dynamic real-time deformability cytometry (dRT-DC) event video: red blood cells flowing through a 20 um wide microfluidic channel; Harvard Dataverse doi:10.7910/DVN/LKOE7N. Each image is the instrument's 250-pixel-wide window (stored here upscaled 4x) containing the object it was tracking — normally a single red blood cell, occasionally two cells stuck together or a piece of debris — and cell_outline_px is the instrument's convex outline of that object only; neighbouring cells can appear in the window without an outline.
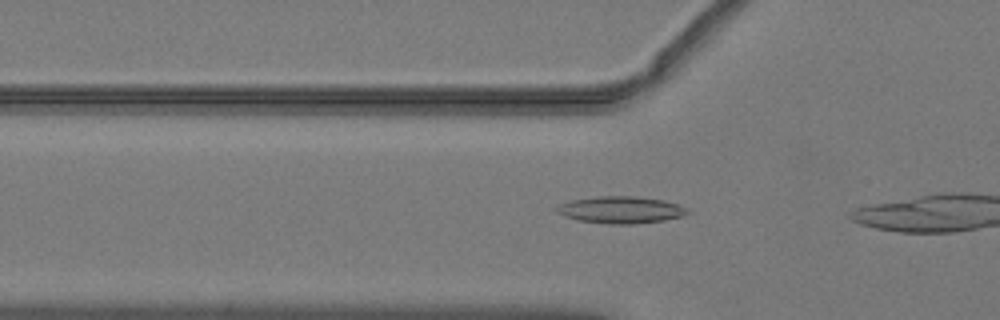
{"species": "common noctule bat (a hibernating species)", "species_latin": "Nyctalus noctula", "temperature_condition": "warm", "stored_images_in_passage": 6, "camera_frame_rate_fps": 3000, "um_per_image_px": 0.085, "animal": {"sex": "male", "body_mass_g": 19.2, "forearm_length_mm": 51.8}, "frame": {"image": 1, "passage_image": 4, "time_ms": 1.0, "image_size_px": [1000, 320], "cell_outline_px": [[692, 212], [684, 216], [664, 220], [636, 224], [608, 224], [576, 220], [564, 216], [556, 212], [556, 208], [560, 204], [572, 200], [600, 196], [636, 196], [664, 200], [688, 208]], "centroid_in_image_um": [52.8, 17.84], "position_along_channel_um": 73.0, "area_um2": 20.69}}